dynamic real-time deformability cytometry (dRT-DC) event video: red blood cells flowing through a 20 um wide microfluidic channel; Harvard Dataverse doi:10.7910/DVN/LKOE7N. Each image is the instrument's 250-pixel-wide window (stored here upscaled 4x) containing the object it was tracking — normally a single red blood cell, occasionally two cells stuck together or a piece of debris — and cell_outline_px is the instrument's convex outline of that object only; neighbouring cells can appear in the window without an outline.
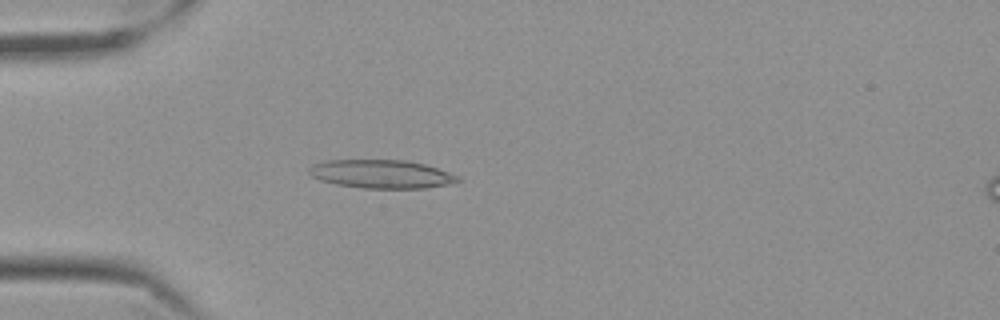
{"species": "Egyptian fruit bat (a non-hibernating species)", "species_latin": "Rousettus aegyptiacus", "temperature_condition": "cold", "stored_images_in_passage": 35, "camera_frame_rate_fps": 3000, "um_per_image_px": 0.085, "frame": {"image": 1, "passage_image": 1, "time_ms": 0.0, "image_size_px": [1000, 320], "cell_outline_px": [[460, 180], [448, 184], [424, 188], [364, 188], [336, 184], [320, 180], [312, 176], [308, 172], [308, 168], [312, 164], [324, 160], [404, 160], [424, 164], [448, 172], [456, 176]], "centroid_in_image_um": [32.34, 14.79], "position_along_channel_um": 52.7, "area_um2": 24.45}}
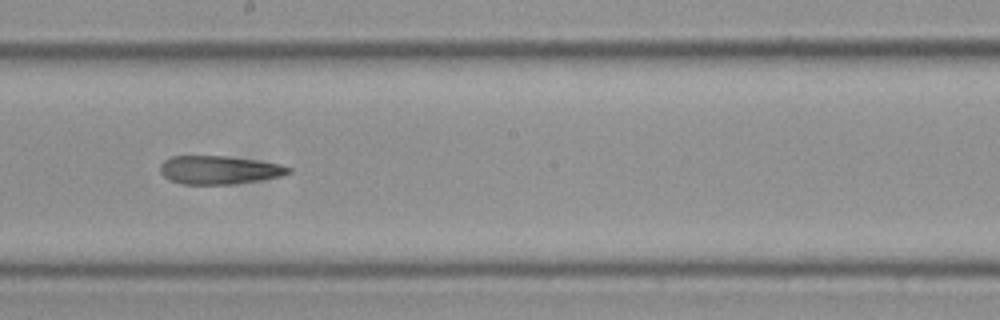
{"frame": {"image": 2, "passage_image": 17, "time_ms": 5.333, "image_size_px": [1000, 320], "cell_outline_px": [[292, 172], [280, 176], [232, 184], [180, 184], [168, 180], [160, 172], [160, 164], [164, 160], [172, 156], [228, 156], [280, 164], [292, 168]], "centroid_in_image_um": [18.58, 14.44], "position_along_channel_um": 229.6, "area_um2": 21.15}}
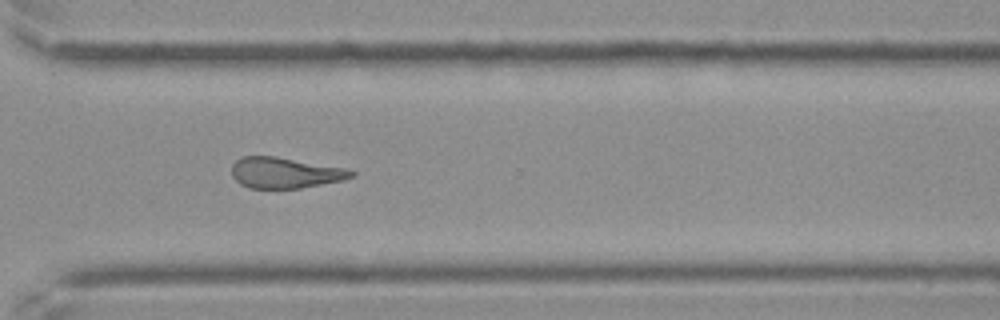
{"frame": {"image": 3, "passage_image": 27, "time_ms": 8.667, "image_size_px": [1000, 320], "cell_outline_px": [[356, 176], [344, 180], [300, 188], [248, 188], [240, 184], [232, 176], [232, 164], [240, 156], [276, 156], [348, 168], [356, 172]], "centroid_in_image_um": [24.26, 14.68], "position_along_channel_um": 346.3, "area_um2": 21.79}, "authors_computed_cell_mechanics": {"area_um2": 21.6172, "velocity_mm_per_s": 3.517, "shape_relaxation_time_tau1_ms": null, "shape_relaxation_time_tau2_ms": 5.406, "deformation_change_tau1": null, "deformation_change_tau2": 0.1912}}